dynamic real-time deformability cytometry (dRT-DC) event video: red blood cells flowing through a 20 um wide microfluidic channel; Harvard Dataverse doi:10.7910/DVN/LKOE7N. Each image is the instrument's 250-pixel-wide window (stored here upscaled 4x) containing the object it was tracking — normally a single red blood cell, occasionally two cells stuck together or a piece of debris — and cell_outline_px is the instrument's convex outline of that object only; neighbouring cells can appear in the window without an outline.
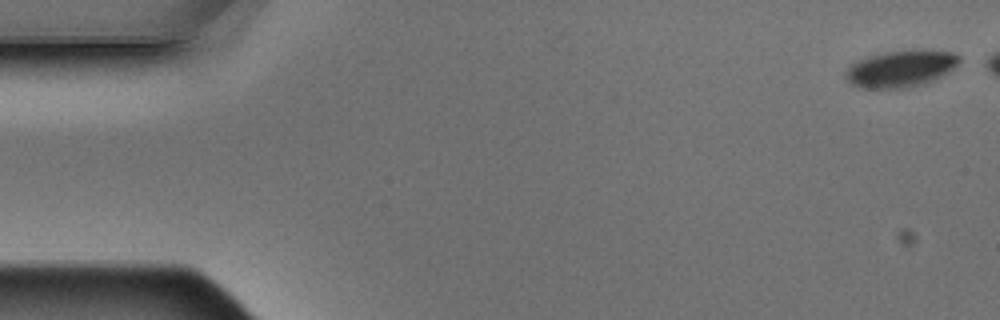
{"species": "Egyptian fruit bat (a non-hibernating species)", "species_latin": "Rousettus aegyptiacus", "temperature_condition": "warm", "stored_images_in_passage": 6, "camera_frame_rate_fps": 3000, "um_per_image_px": 0.085, "animal": {"sex": "male"}, "frame": {"image": 1, "passage_image": 1, "time_ms": 0.0, "image_size_px": [1000, 320], "cell_outline_px": [[960, 60], [948, 72], [932, 80], [920, 84], [904, 88], [860, 88], [852, 84], [844, 76], [844, 72], [852, 64], [868, 56], [884, 52], [916, 48], [924, 48], [952, 52], [960, 56]], "centroid_in_image_um": [76.56, 5.8], "position_along_channel_um": 8.4, "area_um2": 24.45}}
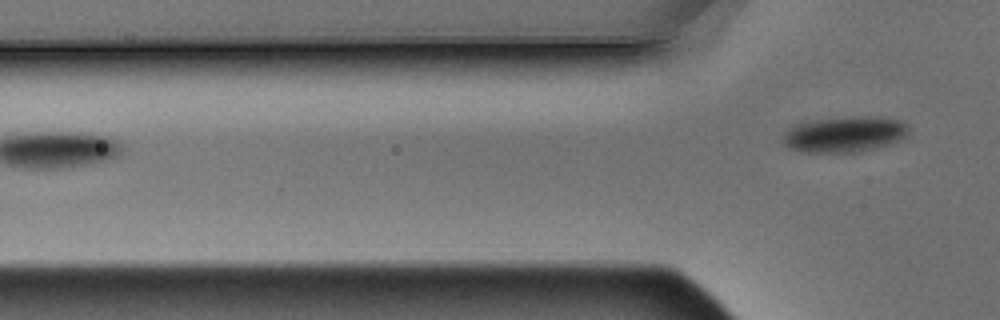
{"frame": {"image": 2, "passage_image": 6, "time_ms": 1.667, "image_size_px": [1000, 320], "cell_outline_px": [[908, 136], [900, 140], [876, 148], [856, 152], [804, 152], [788, 148], [780, 140], [780, 136], [792, 124], [812, 120], [852, 116], [868, 116], [900, 120], [908, 124]], "centroid_in_image_um": [71.73, 11.41], "position_along_channel_um": 54.1, "area_um2": 26.65}}